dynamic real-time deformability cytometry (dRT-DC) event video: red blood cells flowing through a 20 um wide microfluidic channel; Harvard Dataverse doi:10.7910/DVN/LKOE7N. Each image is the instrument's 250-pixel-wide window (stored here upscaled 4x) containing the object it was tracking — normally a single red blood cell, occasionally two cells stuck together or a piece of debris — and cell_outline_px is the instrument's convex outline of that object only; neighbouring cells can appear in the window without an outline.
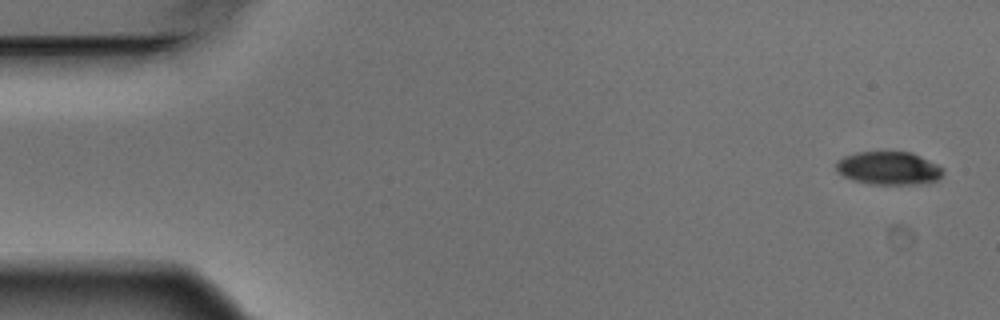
{"species": "Egyptian fruit bat (a non-hibernating species)", "species_latin": "Rousettus aegyptiacus", "temperature_condition": "warm", "stored_images_in_passage": 5, "camera_frame_rate_fps": 3000, "um_per_image_px": 0.085, "animal": {"sex": "male"}, "frame": {"image": 1, "passage_image": 1, "time_ms": 0.0, "image_size_px": [1000, 320], "cell_outline_px": [[944, 176], [940, 180], [928, 184], [868, 184], [852, 180], [836, 172], [836, 160], [844, 156], [856, 152], [912, 152], [944, 168]], "centroid_in_image_um": [75.57, 14.31], "position_along_channel_um": 9.4, "area_um2": 21.1}}
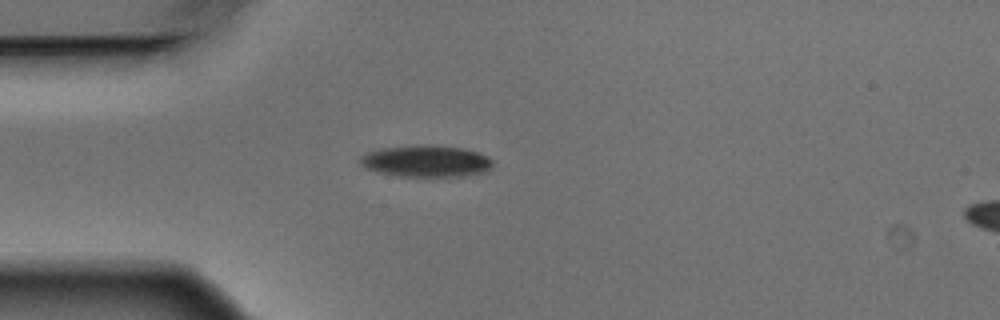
{"frame": {"image": 2, "passage_image": 4, "time_ms": 1.0, "image_size_px": [1000, 320], "cell_outline_px": [[492, 168], [484, 172], [460, 176], [400, 176], [380, 172], [368, 168], [360, 164], [360, 156], [368, 152], [384, 148], [416, 144], [432, 144], [464, 148], [488, 156], [492, 160]], "centroid_in_image_um": [36.25, 13.68], "position_along_channel_um": 48.8, "area_um2": 24.45}}